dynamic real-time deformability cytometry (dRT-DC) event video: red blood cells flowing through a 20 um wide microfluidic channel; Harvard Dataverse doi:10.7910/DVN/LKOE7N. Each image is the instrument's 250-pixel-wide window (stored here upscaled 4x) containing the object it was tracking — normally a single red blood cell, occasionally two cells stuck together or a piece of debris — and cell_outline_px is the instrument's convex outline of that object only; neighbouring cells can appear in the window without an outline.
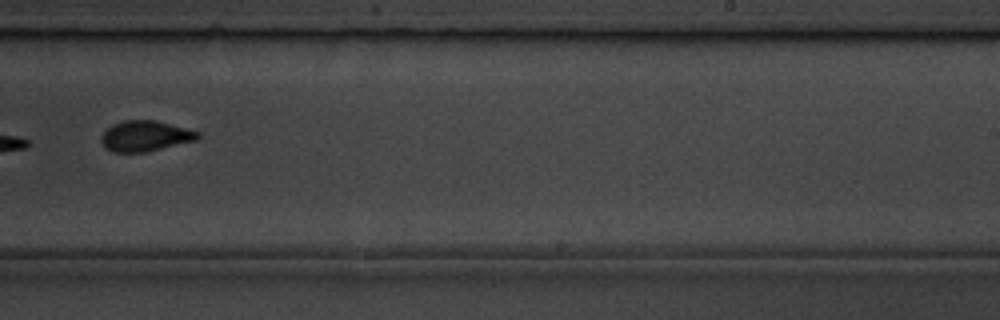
{"species": "common noctule bat (a hibernating species)", "species_latin": "Nyctalus noctula", "temperature_condition": "room temperature", "stored_images_in_passage": 11, "camera_frame_rate_fps": 3000, "um_per_image_px": 0.085, "animal": {"sex": "male", "body_mass_g": 19.5, "forearm_length_mm": 54.6}, "frame": {"image": 1, "passage_image": 11, "time_ms": 11.333, "image_size_px": [1000, 320], "cell_outline_px": [[200, 136], [196, 140], [144, 152], [112, 152], [100, 140], [100, 136], [112, 124], [124, 120], [156, 120], [200, 132]], "centroid_in_image_um": [12.34, 11.55], "position_along_channel_um": 276.7, "area_um2": 16.99}}